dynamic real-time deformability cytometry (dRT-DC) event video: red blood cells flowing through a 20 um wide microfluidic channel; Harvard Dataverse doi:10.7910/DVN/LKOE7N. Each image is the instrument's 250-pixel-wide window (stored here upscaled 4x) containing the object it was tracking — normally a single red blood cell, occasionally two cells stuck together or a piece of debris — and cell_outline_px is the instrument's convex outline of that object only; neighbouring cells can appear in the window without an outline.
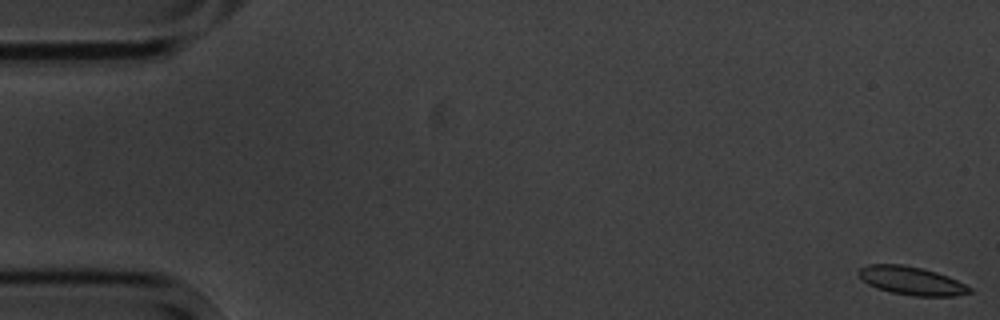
{"species": "common noctule bat (a hibernating species)", "species_latin": "Nyctalus noctula", "temperature_condition": "cold", "stored_images_in_passage": 4, "camera_frame_rate_fps": 3000, "um_per_image_px": 0.085, "animal": {"sex": "male", "body_mass_g": 20.1, "forearm_length_mm": 53.5}, "frame": {"image": 1, "passage_image": 1, "time_ms": 0.0, "image_size_px": [1000, 320], "cell_outline_px": [[972, 292], [952, 296], [916, 296], [892, 292], [876, 288], [868, 284], [856, 272], [860, 268], [868, 264], [904, 264], [924, 268], [948, 276], [972, 288]], "centroid_in_image_um": [77.47, 23.85], "position_along_channel_um": 7.5, "area_um2": 18.26}}